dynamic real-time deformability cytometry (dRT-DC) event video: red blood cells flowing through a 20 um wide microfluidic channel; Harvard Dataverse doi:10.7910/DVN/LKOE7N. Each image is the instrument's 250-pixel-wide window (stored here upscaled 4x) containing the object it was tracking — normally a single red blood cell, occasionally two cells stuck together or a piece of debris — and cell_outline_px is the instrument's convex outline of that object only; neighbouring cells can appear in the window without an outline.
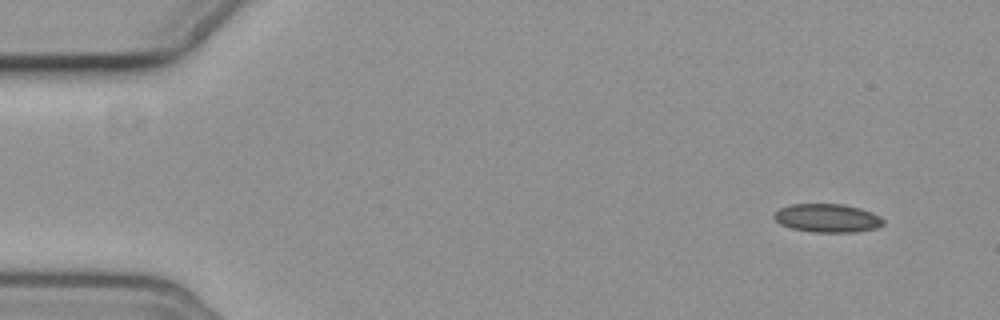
{"species": "common noctule bat (a hibernating species)", "species_latin": "Nyctalus noctula", "temperature_condition": "cold", "stored_images_in_passage": 4, "camera_frame_rate_fps": 3000, "um_per_image_px": 0.085, "animal": {"sex": "female", "body_mass_g": 19.3, "forearm_length_mm": 54.1}, "frame": {"image": 1, "passage_image": 1, "time_ms": 0.0, "image_size_px": [1000, 320], "cell_outline_px": [[884, 224], [876, 228], [856, 232], [816, 232], [792, 228], [780, 224], [772, 216], [780, 208], [792, 204], [840, 204], [860, 208], [872, 212], [880, 216], [884, 220]], "centroid_in_image_um": [70.35, 18.54], "position_along_channel_um": 14.7, "area_um2": 18.03}}
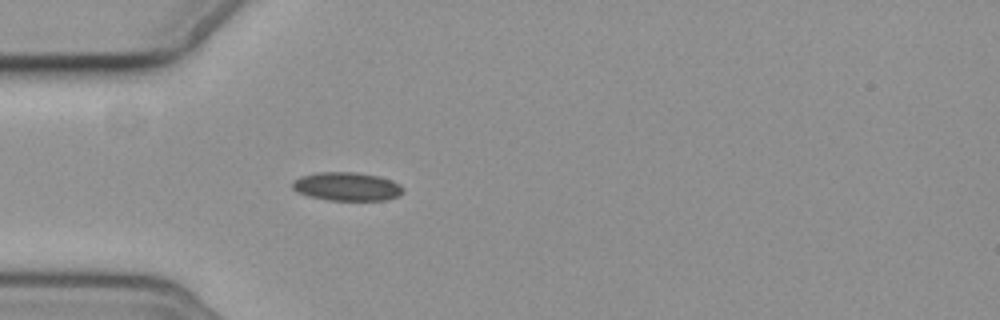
{"frame": {"image": 2, "passage_image": 4, "time_ms": 4.333, "image_size_px": [1000, 320], "cell_outline_px": [[404, 188], [400, 196], [384, 200], [328, 200], [308, 196], [296, 192], [292, 188], [292, 180], [300, 176], [316, 172], [356, 172], [380, 176], [392, 180], [400, 184]], "centroid_in_image_um": [29.47, 15.84], "position_along_channel_um": 55.5, "area_um2": 18.67}}